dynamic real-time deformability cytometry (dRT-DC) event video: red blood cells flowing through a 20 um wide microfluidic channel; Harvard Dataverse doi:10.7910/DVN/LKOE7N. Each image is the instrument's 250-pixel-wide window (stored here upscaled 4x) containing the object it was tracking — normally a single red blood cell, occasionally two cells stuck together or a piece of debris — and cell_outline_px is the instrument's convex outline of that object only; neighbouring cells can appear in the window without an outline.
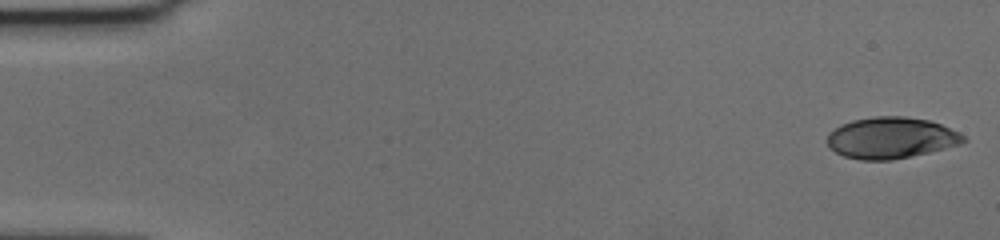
{"species": "human", "species_latin": "Homo sapiens", "temperature_condition": "cold", "stored_images_in_passage": 58, "camera_frame_rate_fps": 3000, "um_per_image_px": 0.085, "donor": {"sex": "female"}, "frame": {"image": 1, "passage_image": 1, "time_ms": 0.0, "image_size_px": [1000, 240], "cell_outline_px": [[968, 140], [960, 144], [928, 152], [892, 160], [860, 160], [844, 156], [828, 148], [828, 136], [840, 124], [852, 120], [872, 116], [904, 116], [928, 120], [940, 124], [960, 132]], "centroid_in_image_um": [75.74, 11.71], "position_along_channel_um": 9.3, "area_um2": 32.71}}
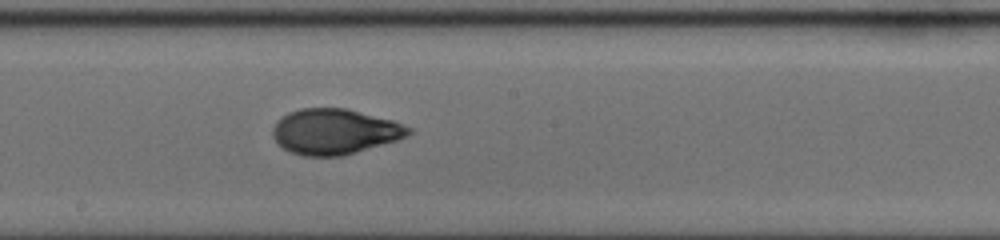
{"frame": {"image": 2, "passage_image": 32, "time_ms": 10.333, "image_size_px": [1000, 240], "cell_outline_px": [[412, 132], [408, 136], [396, 140], [344, 156], [304, 156], [288, 152], [272, 136], [272, 128], [288, 112], [300, 108], [344, 108], [392, 120], [412, 128]], "centroid_in_image_um": [28.45, 11.19], "position_along_channel_um": 219.8, "area_um2": 35.78}}
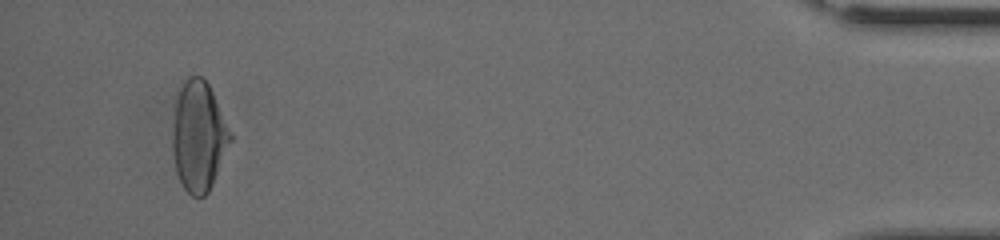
{"frame": {"image": 3, "passage_image": 55, "time_ms": 18.0, "image_size_px": [1000, 240], "cell_outline_px": [[232, 140], [212, 184], [208, 192], [204, 196], [192, 196], [184, 188], [176, 172], [172, 152], [172, 124], [176, 100], [180, 88], [184, 80], [188, 76], [200, 76], [208, 84], [232, 132]], "centroid_in_image_um": [16.88, 11.58], "position_along_channel_um": 418.3, "area_um2": 37.05}, "authors_computed_cell_mechanics": {"area_um2": 35.5181, "velocity_mm_per_s": 3.548, "shape_relaxation_time_tau1_ms": 6.6959, "shape_relaxation_time_tau2_ms": 1.3409, "deformation_change_tau1": 0.2183, "deformation_change_tau2": 0.0638}}